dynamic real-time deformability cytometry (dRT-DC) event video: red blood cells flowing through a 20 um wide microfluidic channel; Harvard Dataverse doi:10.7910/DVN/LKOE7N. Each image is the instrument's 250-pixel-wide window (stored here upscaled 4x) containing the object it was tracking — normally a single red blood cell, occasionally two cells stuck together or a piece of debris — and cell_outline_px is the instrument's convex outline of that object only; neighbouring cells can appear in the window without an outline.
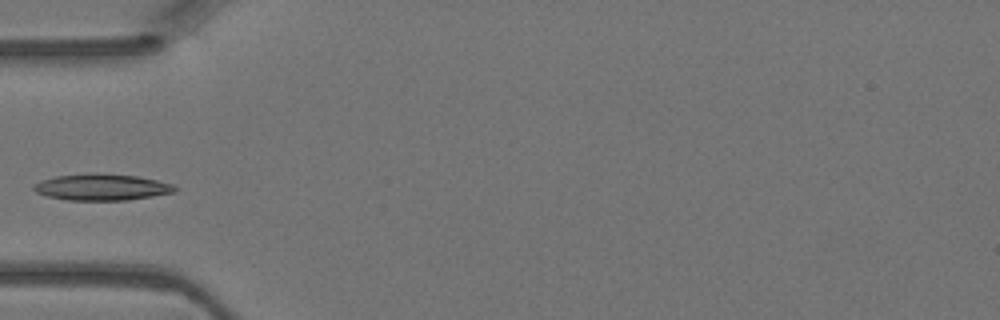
{"species": "Egyptian fruit bat (a non-hibernating species)", "species_latin": "Rousettus aegyptiacus", "temperature_condition": "warm", "stored_images_in_passage": 3, "camera_frame_rate_fps": 3000, "um_per_image_px": 0.085, "animal": {"sex": "female"}, "frame": {"image": 1, "passage_image": 3, "time_ms": 0.667, "image_size_px": [1000, 320], "cell_outline_px": [[180, 188], [176, 192], [128, 200], [64, 200], [48, 196], [36, 192], [32, 188], [32, 184], [40, 180], [56, 176], [88, 172], [96, 172], [140, 176], [172, 184]], "centroid_in_image_um": [8.64, 15.89], "position_along_channel_um": 76.4, "area_um2": 22.2}}